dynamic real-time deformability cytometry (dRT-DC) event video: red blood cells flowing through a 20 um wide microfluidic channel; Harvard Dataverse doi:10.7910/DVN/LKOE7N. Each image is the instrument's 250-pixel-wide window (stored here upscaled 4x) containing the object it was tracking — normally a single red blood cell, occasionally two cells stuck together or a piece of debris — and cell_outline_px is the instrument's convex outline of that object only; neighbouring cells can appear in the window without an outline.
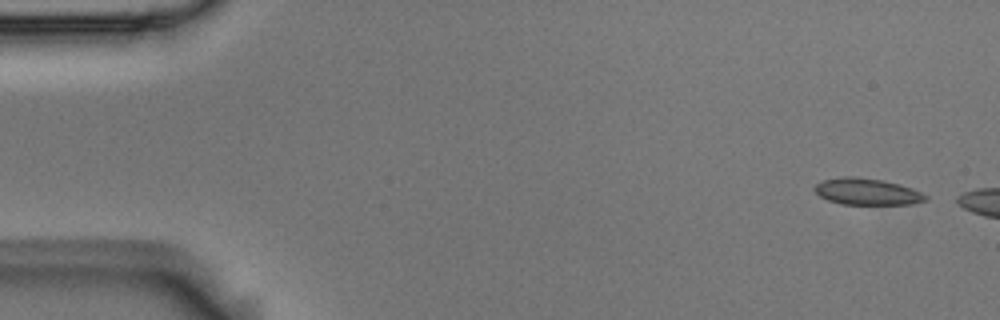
{"species": "Egyptian fruit bat (a non-hibernating species)", "species_latin": "Rousettus aegyptiacus", "temperature_condition": "room temperature", "stored_images_in_passage": 3, "camera_frame_rate_fps": 3000, "um_per_image_px": 0.085, "animal": {"sex": "male"}, "frame": {"image": 1, "passage_image": 1, "time_ms": 0.0, "image_size_px": [1000, 320], "cell_outline_px": [[928, 200], [912, 204], [840, 204], [828, 200], [820, 196], [812, 188], [816, 184], [824, 180], [844, 176], [856, 176], [884, 180], [900, 184], [912, 188], [928, 196]], "centroid_in_image_um": [73.71, 16.28], "position_along_channel_um": 11.3, "area_um2": 17.28}}